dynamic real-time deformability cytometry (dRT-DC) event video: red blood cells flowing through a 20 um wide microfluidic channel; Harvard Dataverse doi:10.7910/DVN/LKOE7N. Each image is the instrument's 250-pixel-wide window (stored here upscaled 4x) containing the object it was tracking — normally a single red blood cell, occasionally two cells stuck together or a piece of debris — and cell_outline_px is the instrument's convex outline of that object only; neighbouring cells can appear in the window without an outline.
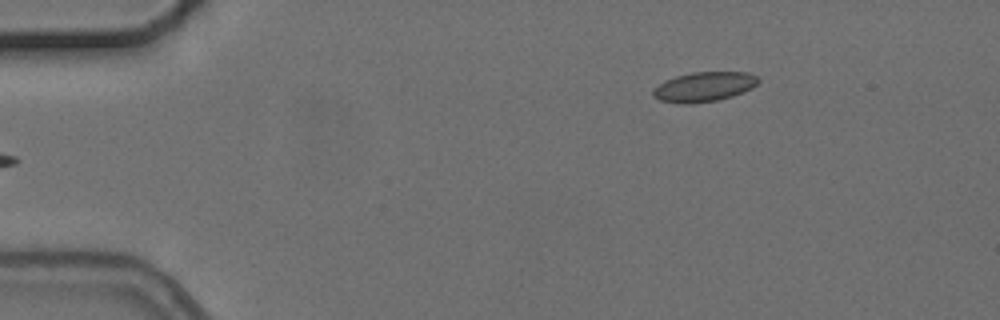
{"species": "common noctule bat (a hibernating species)", "species_latin": "Nyctalus noctula", "temperature_condition": "cold", "stored_images_in_passage": 3, "camera_frame_rate_fps": 3000, "um_per_image_px": 0.085, "animal": {"sex": "female", "body_mass_g": 24.6, "forearm_length_mm": 56.2}, "frame": {"image": 1, "passage_image": 3, "time_ms": 2.333, "image_size_px": [1000, 320], "cell_outline_px": [[760, 80], [752, 88], [744, 92], [720, 100], [688, 104], [680, 104], [660, 100], [652, 96], [652, 88], [664, 80], [676, 76], [692, 72], [748, 72], [756, 76]], "centroid_in_image_um": [59.81, 7.38], "position_along_channel_um": 25.2, "area_um2": 18.44}}